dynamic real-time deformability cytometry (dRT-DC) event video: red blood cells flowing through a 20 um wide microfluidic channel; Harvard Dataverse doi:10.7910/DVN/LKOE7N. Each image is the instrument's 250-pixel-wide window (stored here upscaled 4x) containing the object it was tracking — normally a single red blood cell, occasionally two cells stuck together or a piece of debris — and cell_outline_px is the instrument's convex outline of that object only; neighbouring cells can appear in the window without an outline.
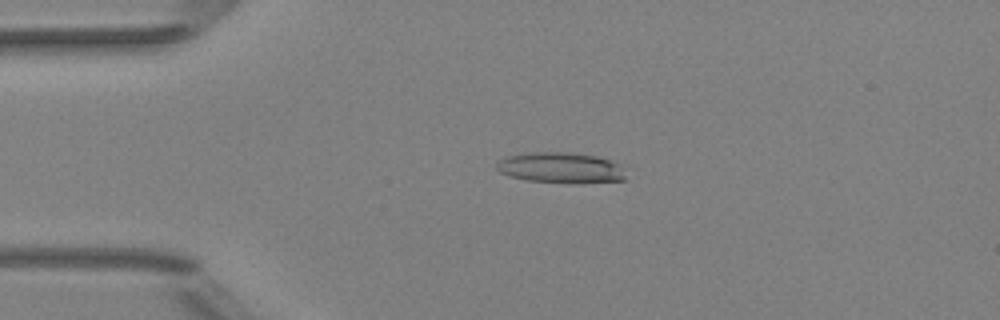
{"species": "Egyptian fruit bat (a non-hibernating species)", "species_latin": "Rousettus aegyptiacus", "temperature_condition": "room temperature", "stored_images_in_passage": 50, "camera_frame_rate_fps": 3000, "um_per_image_px": 0.085, "animal": {"sex": "female"}, "frame": {"image": 1, "passage_image": 11, "time_ms": 3.333, "image_size_px": [1000, 320], "cell_outline_px": [[628, 180], [572, 184], [568, 184], [524, 180], [508, 176], [500, 172], [496, 168], [496, 164], [500, 160], [508, 156], [524, 152], [564, 152], [596, 156], [628, 164]], "centroid_in_image_um": [47.81, 14.28], "position_along_channel_um": 37.2, "area_um2": 24.22}}
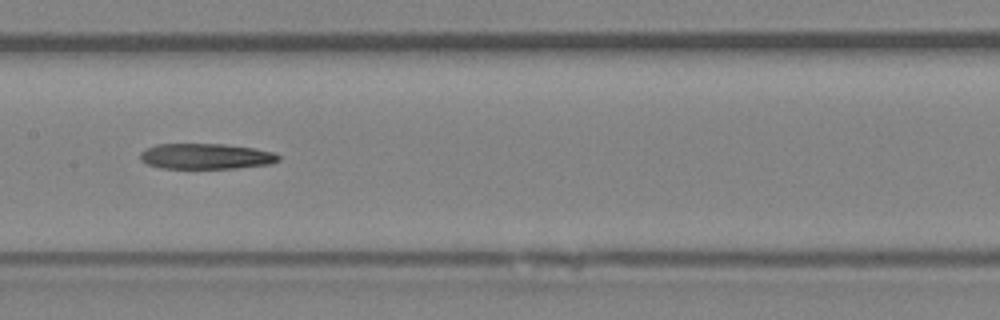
{"frame": {"image": 2, "passage_image": 25, "time_ms": 8.0, "image_size_px": [1000, 320], "cell_outline_px": [[280, 160], [268, 164], [236, 168], [160, 168], [148, 164], [140, 160], [140, 152], [156, 144], [224, 144], [256, 148], [272, 152], [280, 156]], "centroid_in_image_um": [17.5, 13.28], "position_along_channel_um": 189.9, "area_um2": 20.58}}
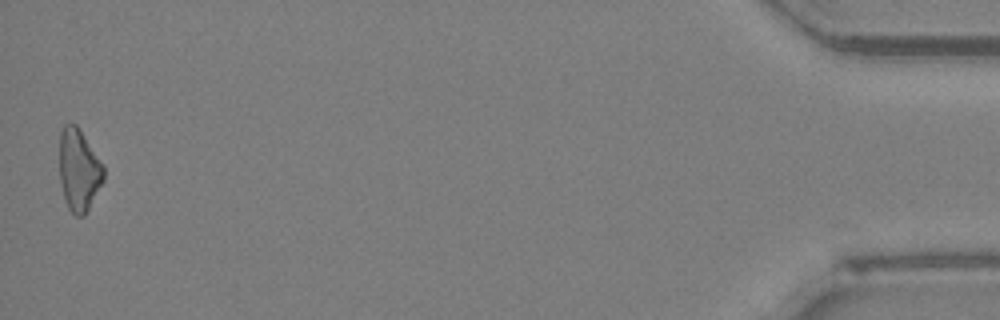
{"frame": {"image": 3, "passage_image": 50, "time_ms": 16.333, "image_size_px": [1000, 320], "cell_outline_px": [[104, 180], [84, 216], [76, 216], [68, 208], [64, 200], [60, 180], [60, 132], [64, 124], [76, 124], [104, 164]], "centroid_in_image_um": [6.71, 14.45], "position_along_channel_um": 428.5, "area_um2": 21.15}}